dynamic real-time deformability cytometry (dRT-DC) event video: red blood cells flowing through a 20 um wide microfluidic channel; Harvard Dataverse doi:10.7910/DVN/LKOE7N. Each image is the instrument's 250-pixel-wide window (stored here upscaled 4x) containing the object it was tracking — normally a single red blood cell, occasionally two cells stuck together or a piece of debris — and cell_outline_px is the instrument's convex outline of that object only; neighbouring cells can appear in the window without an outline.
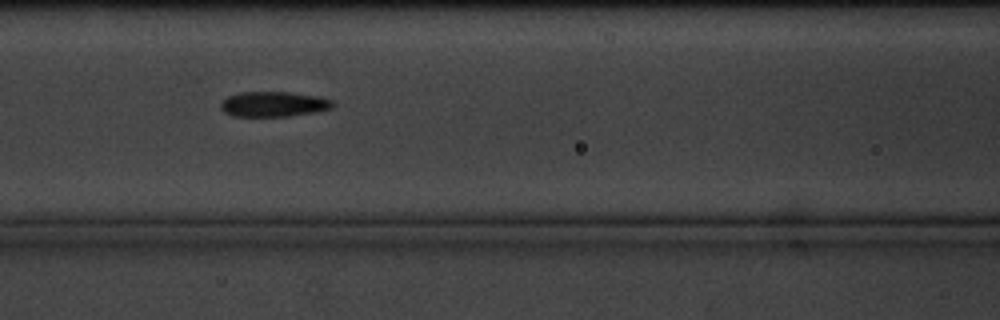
{"species": "common noctule bat (a hibernating species)", "species_latin": "Nyctalus noctula", "temperature_condition": "cold", "stored_images_in_passage": 6, "camera_frame_rate_fps": 3000, "um_per_image_px": 0.085, "animal": {"sex": "male", "body_mass_g": 20.1, "forearm_length_mm": 53.5}, "frame": {"image": 1, "passage_image": 4, "time_ms": 3.333, "image_size_px": [1000, 320], "cell_outline_px": [[336, 104], [332, 108], [316, 112], [288, 116], [232, 116], [224, 112], [220, 108], [220, 104], [228, 96], [240, 92], [292, 92], [316, 96], [332, 100]], "centroid_in_image_um": [23.27, 8.85], "position_along_channel_um": 143.3, "area_um2": 16.47}}